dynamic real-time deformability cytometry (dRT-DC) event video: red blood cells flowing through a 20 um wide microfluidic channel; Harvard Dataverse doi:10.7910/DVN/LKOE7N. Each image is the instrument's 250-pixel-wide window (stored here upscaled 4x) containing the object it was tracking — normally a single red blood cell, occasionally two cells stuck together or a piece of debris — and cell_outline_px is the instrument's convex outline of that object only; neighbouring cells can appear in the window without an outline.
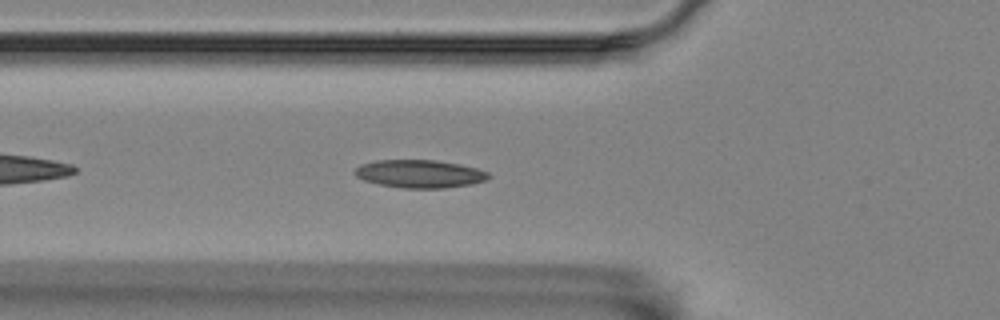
{"species": "Egyptian fruit bat (a non-hibernating species)", "species_latin": "Rousettus aegyptiacus", "temperature_condition": "room temperature", "stored_images_in_passage": 44, "camera_frame_rate_fps": 3000, "um_per_image_px": 0.085, "animal": {"sex": "female"}, "frame": {"image": 1, "passage_image": 7, "time_ms": 2.0, "image_size_px": [1000, 320], "cell_outline_px": [[492, 176], [488, 180], [472, 184], [444, 188], [404, 188], [380, 184], [364, 180], [356, 176], [356, 168], [360, 164], [376, 160], [436, 160], [460, 164], [476, 168], [488, 172]], "centroid_in_image_um": [35.72, 14.77], "position_along_channel_um": 90.1, "area_um2": 21.79}}
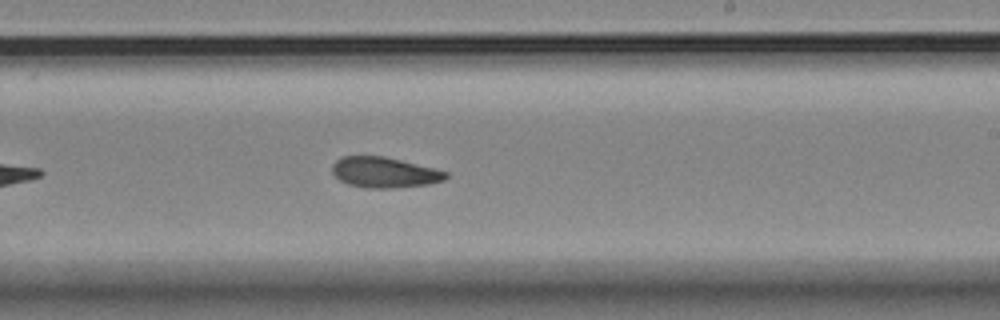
{"frame": {"image": 2, "passage_image": 21, "time_ms": 6.667, "image_size_px": [1000, 320], "cell_outline_px": [[448, 176], [444, 180], [428, 184], [392, 188], [364, 188], [348, 184], [340, 180], [332, 172], [332, 164], [340, 156], [384, 156], [448, 172]], "centroid_in_image_um": [32.63, 14.65], "position_along_channel_um": 256.4, "area_um2": 20.11}}
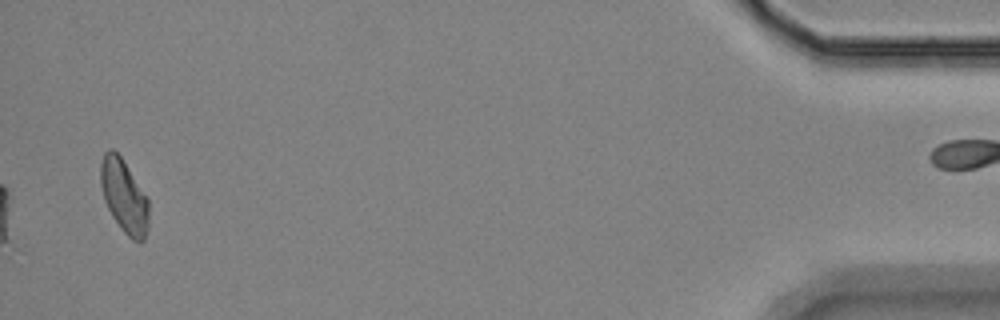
{"frame": {"image": 3, "passage_image": 42, "time_ms": 13.667, "image_size_px": [1000, 320], "cell_outline_px": [[148, 228], [144, 240], [140, 244], [132, 240], [120, 228], [112, 216], [104, 200], [100, 184], [100, 164], [104, 152], [108, 148], [112, 148], [120, 156], [148, 200]], "centroid_in_image_um": [10.52, 16.71], "position_along_channel_um": 424.7, "area_um2": 20.46}}